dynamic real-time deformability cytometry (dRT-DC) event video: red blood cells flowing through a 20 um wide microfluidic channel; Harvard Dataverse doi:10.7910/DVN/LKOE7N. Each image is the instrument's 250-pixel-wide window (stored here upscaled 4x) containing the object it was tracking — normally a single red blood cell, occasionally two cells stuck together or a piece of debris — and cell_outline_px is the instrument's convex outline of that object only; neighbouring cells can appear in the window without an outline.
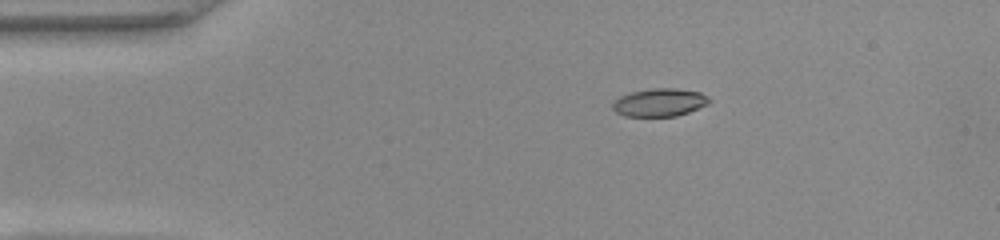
{"species": "common noctule bat (a hibernating species)", "species_latin": "Nyctalus noctula", "temperature_condition": "warm", "stored_images_in_passage": 41, "camera_frame_rate_fps": 3000, "um_per_image_px": 0.085, "animal": {"sex": "female", "body_mass_g": 22.0, "forearm_length_mm": 56.7}, "frame": {"image": 1, "passage_image": 1, "time_ms": 0.0, "image_size_px": [1000, 240], "cell_outline_px": [[712, 100], [708, 104], [688, 112], [676, 116], [624, 116], [616, 112], [612, 108], [612, 104], [620, 96], [632, 92], [652, 88], [676, 88], [700, 92], [708, 96]], "centroid_in_image_um": [56.08, 8.7], "position_along_channel_um": 28.9, "area_um2": 15.72}}
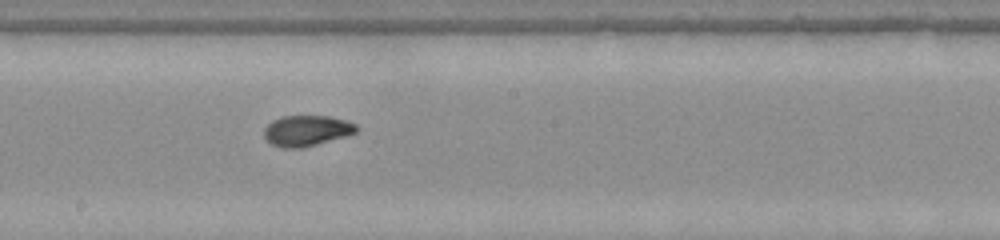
{"frame": {"image": 2, "passage_image": 19, "time_ms": 6.0, "image_size_px": [1000, 240], "cell_outline_px": [[360, 128], [356, 132], [348, 136], [300, 148], [284, 148], [272, 144], [264, 136], [264, 128], [272, 120], [284, 116], [328, 116], [344, 120], [356, 124]], "centroid_in_image_um": [26.09, 11.1], "position_along_channel_um": 222.1, "area_um2": 16.47}}
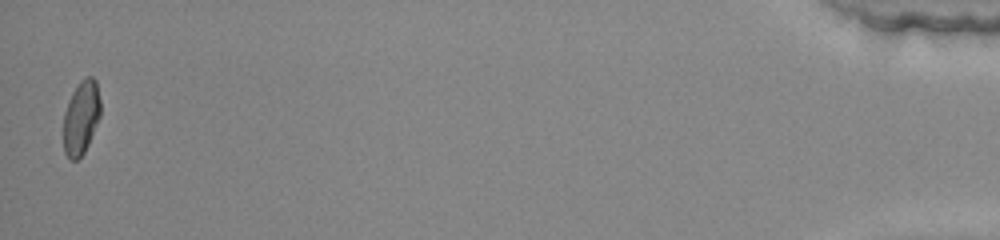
{"frame": {"image": 3, "passage_image": 41, "time_ms": 13.333, "image_size_px": [1000, 240], "cell_outline_px": [[100, 116], [88, 144], [84, 152], [76, 160], [72, 160], [64, 152], [64, 112], [72, 92], [80, 80], [88, 76], [92, 76], [96, 80], [100, 100]], "centroid_in_image_um": [6.9, 9.96], "position_along_channel_um": 428.3, "area_um2": 15.78}, "authors_computed_cell_mechanics": {"area_um2": 16.1262, "velocity_mm_per_s": 4.1347, "shape_relaxation_time_tau1_ms": null, "shape_relaxation_time_tau2_ms": 1.414, "deformation_change_tau1": null, "deformation_change_tau2": 0.0553}}